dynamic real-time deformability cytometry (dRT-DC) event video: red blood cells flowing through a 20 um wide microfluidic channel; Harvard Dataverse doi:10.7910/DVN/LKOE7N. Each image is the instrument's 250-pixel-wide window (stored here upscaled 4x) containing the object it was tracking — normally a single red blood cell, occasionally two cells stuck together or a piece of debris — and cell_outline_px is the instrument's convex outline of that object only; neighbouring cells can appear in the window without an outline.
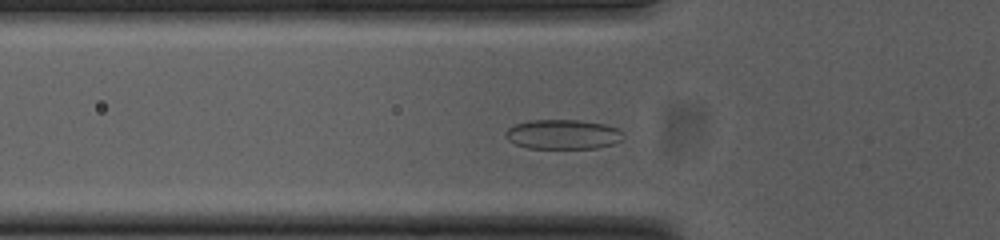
{"species": "common noctule bat (a hibernating species)", "species_latin": "Nyctalus noctula", "temperature_condition": "cold", "stored_images_in_passage": 43, "camera_frame_rate_fps": 3000, "um_per_image_px": 0.085, "animal": {"sex": "female", "body_mass_g": 23.0, "forearm_length_mm": 53.4}, "frame": {"image": 1, "passage_image": 6, "time_ms": 1.667, "image_size_px": [1000, 240], "cell_outline_px": [[624, 136], [620, 140], [612, 144], [596, 148], [528, 148], [516, 144], [508, 140], [504, 136], [504, 132], [508, 128], [516, 124], [528, 120], [576, 120], [604, 124], [620, 128], [624, 132]], "centroid_in_image_um": [47.85, 11.41], "position_along_channel_um": 78.0, "area_um2": 20.4}}
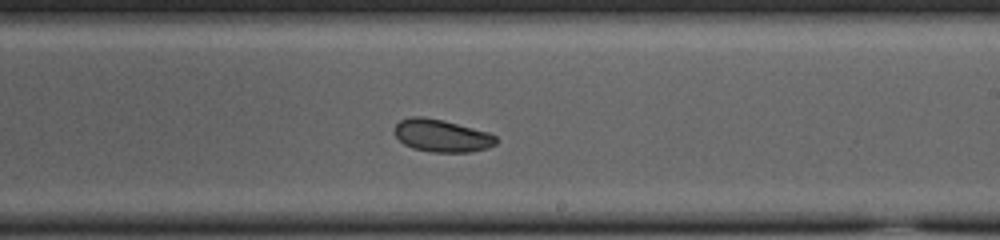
{"frame": {"image": 2, "passage_image": 20, "time_ms": 6.333, "image_size_px": [1000, 240], "cell_outline_px": [[496, 144], [488, 148], [468, 152], [432, 152], [412, 148], [404, 144], [396, 136], [396, 124], [400, 120], [412, 116], [424, 116], [444, 120], [488, 132], [496, 136]], "centroid_in_image_um": [37.55, 11.53], "position_along_channel_um": 251.4, "area_um2": 19.19}}
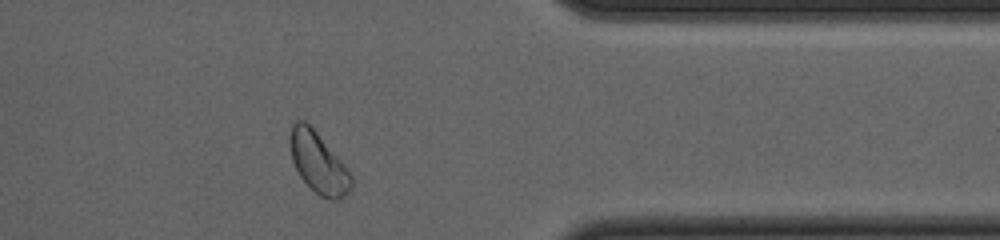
{"frame": {"image": 3, "passage_image": 32, "time_ms": 10.333, "image_size_px": [1000, 240], "cell_outline_px": [[352, 188], [340, 200], [332, 200], [320, 196], [300, 176], [292, 160], [288, 140], [292, 124], [296, 120], [304, 120], [316, 132], [344, 164], [352, 176]], "centroid_in_image_um": [27.05, 13.83], "position_along_channel_um": 384.4, "area_um2": 21.5}, "authors_computed_cell_mechanics": {"area_um2": 20.1722, "velocity_mm_per_s": 3.7126, "shape_relaxation_time_tau1_ms": 3.1516, "shape_relaxation_time_tau2_ms": null, "deformation_change_tau1": 0.0829, "deformation_change_tau2": null}}